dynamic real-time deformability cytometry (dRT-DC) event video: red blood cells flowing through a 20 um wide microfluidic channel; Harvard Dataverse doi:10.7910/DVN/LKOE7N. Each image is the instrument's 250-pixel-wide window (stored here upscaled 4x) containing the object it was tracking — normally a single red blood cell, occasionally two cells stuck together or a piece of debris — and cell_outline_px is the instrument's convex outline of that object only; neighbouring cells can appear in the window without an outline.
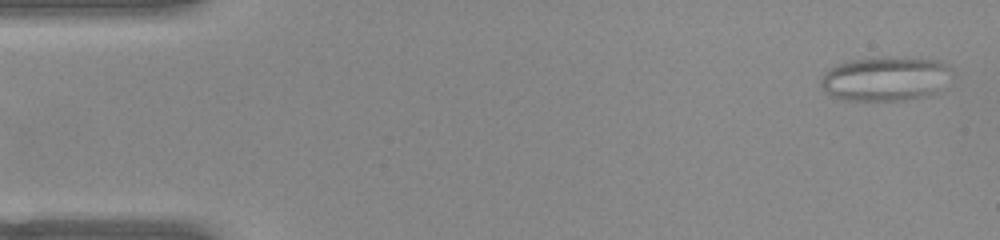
{"species": "common noctule bat (a hibernating species)", "species_latin": "Nyctalus noctula", "temperature_condition": "warm", "stored_images_in_passage": 51, "camera_frame_rate_fps": 3000, "um_per_image_px": 0.085, "animal": {"sex": "female", "body_mass_g": 22.0, "forearm_length_mm": 56.7}, "frame": {"image": 1, "passage_image": 2, "time_ms": 0.333, "image_size_px": [1000, 240], "cell_outline_px": [[952, 68], [940, 92], [936, 96], [904, 100], [844, 100], [828, 96], [824, 92], [820, 84], [820, 80], [824, 72], [828, 68], [836, 64], [848, 60], [940, 60]], "centroid_in_image_um": [75.22, 6.76], "position_along_channel_um": 9.8, "area_um2": 33.41}}
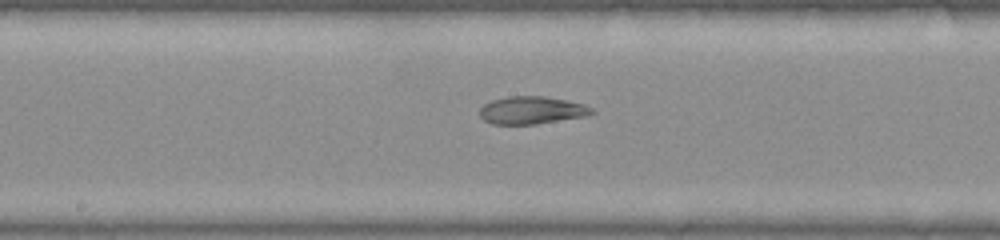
{"frame": {"image": 2, "passage_image": 26, "time_ms": 8.333, "image_size_px": [1000, 240], "cell_outline_px": [[596, 112], [588, 116], [536, 124], [492, 124], [484, 120], [480, 116], [480, 108], [484, 104], [492, 100], [508, 96], [544, 96], [568, 100], [584, 104], [592, 108]], "centroid_in_image_um": [45.23, 9.37], "position_along_channel_um": 203.0, "area_um2": 18.21}}
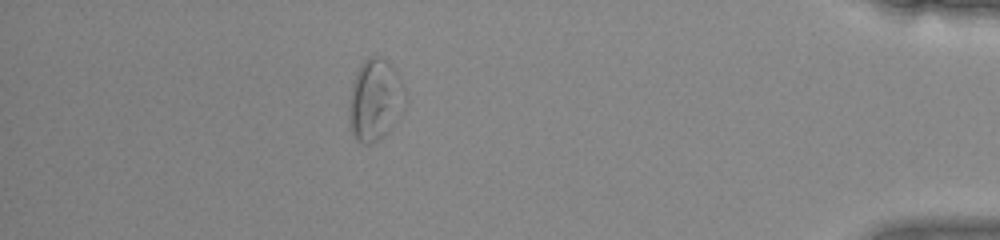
{"frame": {"image": 3, "passage_image": 45, "time_ms": 14.667, "image_size_px": [1000, 240], "cell_outline_px": [[404, 108], [388, 132], [372, 144], [364, 144], [356, 140], [348, 128], [348, 108], [352, 88], [356, 72], [364, 60], [368, 56], [380, 56], [396, 72], [404, 84]], "centroid_in_image_um": [31.85, 8.53], "position_along_channel_um": 403.3, "area_um2": 26.7}, "authors_computed_cell_mechanics": {"area_um2": 24.0448, "velocity_mm_per_s": 3.9472, "shape_relaxation_time_tau1_ms": null, "shape_relaxation_time_tau2_ms": 2.7343, "deformation_change_tau1": null, "deformation_change_tau2": 0.0988}}